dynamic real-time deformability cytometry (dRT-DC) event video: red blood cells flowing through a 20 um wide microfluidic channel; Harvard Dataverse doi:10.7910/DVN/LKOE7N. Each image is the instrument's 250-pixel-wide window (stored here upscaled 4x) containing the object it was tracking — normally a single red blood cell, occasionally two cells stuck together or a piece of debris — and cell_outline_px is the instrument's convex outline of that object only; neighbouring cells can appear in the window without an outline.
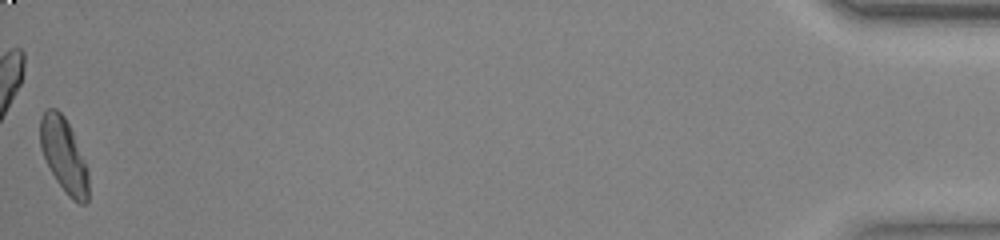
{"species": "common noctule bat (a hibernating species)", "species_latin": "Nyctalus noctula", "temperature_condition": "warm", "stored_images_in_passage": 44, "camera_frame_rate_fps": 3000, "um_per_image_px": 0.085, "animal": {"sex": "female", "body_mass_g": 23.0, "forearm_length_mm": 53.4}, "frame": {"image": 1, "passage_image": 44, "time_ms": 14.333, "image_size_px": [1000, 240], "cell_outline_px": [[88, 200], [84, 204], [80, 204], [72, 200], [64, 192], [56, 180], [40, 148], [40, 120], [44, 112], [48, 108], [56, 108], [64, 116], [72, 132], [84, 160], [88, 172]], "centroid_in_image_um": [5.43, 13.22], "position_along_channel_um": 429.8, "area_um2": 20.58}, "authors_computed_cell_mechanics": {"area_um2": 20.6346, "velocity_mm_per_s": 3.84, "shape_relaxation_time_tau1_ms": 2.1169, "shape_relaxation_time_tau2_ms": 1.1122, "deformation_change_tau1": 0.1606, "deformation_change_tau2": 0.0517}}